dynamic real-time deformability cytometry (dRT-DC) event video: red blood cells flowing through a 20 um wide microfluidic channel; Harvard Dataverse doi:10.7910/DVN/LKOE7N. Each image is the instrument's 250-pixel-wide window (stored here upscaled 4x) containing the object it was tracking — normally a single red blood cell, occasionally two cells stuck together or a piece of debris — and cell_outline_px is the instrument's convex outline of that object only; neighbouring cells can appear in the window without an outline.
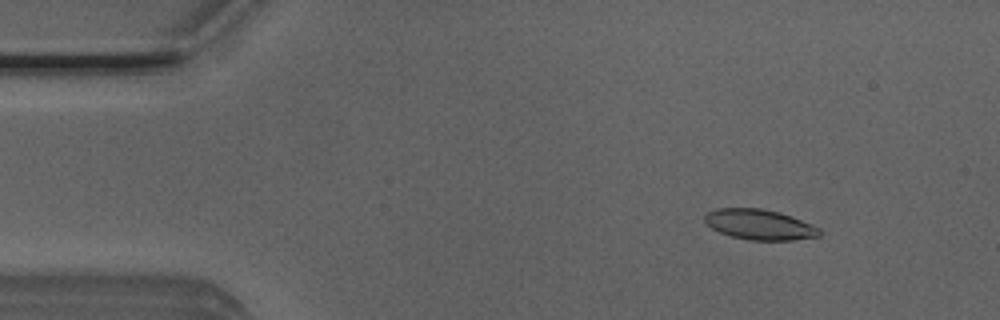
{"species": "Egyptian fruit bat (a non-hibernating species)", "species_latin": "Rousettus aegyptiacus", "temperature_condition": "room temperature", "stored_images_in_passage": 52, "camera_frame_rate_fps": 3000, "um_per_image_px": 0.085, "animal": {"sex": "male"}, "frame": {"image": 1, "passage_image": 6, "time_ms": 1.667, "image_size_px": [1000, 320], "cell_outline_px": [[820, 236], [792, 240], [748, 240], [732, 236], [720, 232], [712, 228], [704, 220], [704, 216], [708, 212], [716, 208], [760, 208], [780, 212], [792, 216], [812, 224], [820, 228]], "centroid_in_image_um": [64.58, 19.08], "position_along_channel_um": 20.4, "area_um2": 20.29}}
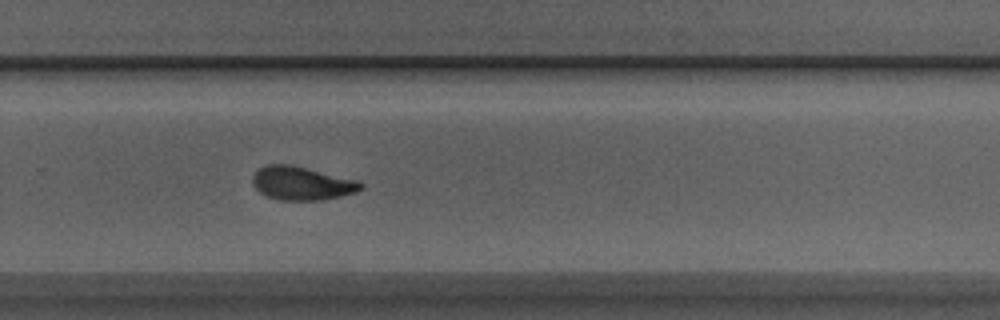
{"frame": {"image": 2, "passage_image": 34, "time_ms": 11.0, "image_size_px": [1000, 320], "cell_outline_px": [[364, 188], [356, 192], [324, 200], [276, 200], [260, 192], [252, 184], [252, 176], [264, 164], [288, 164], [356, 180], [364, 184]], "centroid_in_image_um": [25.63, 15.59], "position_along_channel_um": 304.2, "area_um2": 20.98}}
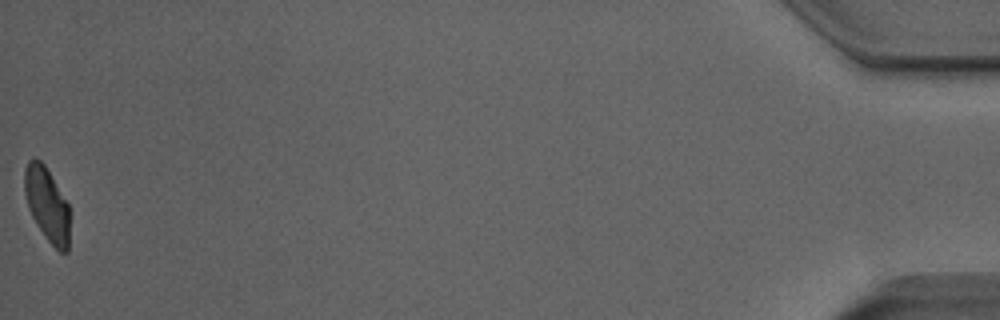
{"frame": {"image": 3, "passage_image": 52, "time_ms": 17.0, "image_size_px": [1000, 320], "cell_outline_px": [[68, 252], [60, 252], [44, 236], [36, 224], [28, 208], [24, 192], [24, 168], [28, 160], [40, 160], [44, 164], [68, 204]], "centroid_in_image_um": [3.96, 17.37], "position_along_channel_um": 431.2, "area_um2": 19.13}, "authors_computed_cell_mechanics": {"area_um2": 21.1548, "velocity_mm_per_s": 3.8886, "shape_relaxation_time_tau1_ms": 4.6545, "shape_relaxation_time_tau2_ms": 1.8441, "deformation_change_tau1": 0.1435, "deformation_change_tau2": 0.0763}}